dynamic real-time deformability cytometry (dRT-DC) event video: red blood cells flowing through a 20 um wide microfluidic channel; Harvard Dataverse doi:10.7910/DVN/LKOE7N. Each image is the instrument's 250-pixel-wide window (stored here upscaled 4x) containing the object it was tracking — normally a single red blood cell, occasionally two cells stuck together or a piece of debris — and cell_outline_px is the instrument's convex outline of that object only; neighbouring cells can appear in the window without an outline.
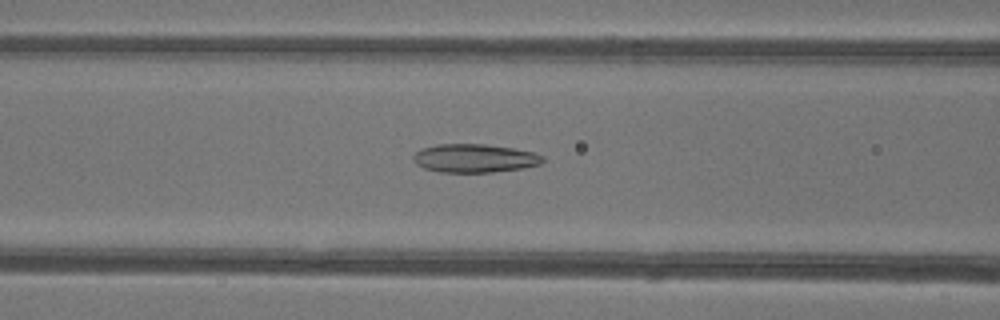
{"species": "common noctule bat (a hibernating species)", "species_latin": "Nyctalus noctula", "temperature_condition": "warm", "stored_images_in_passage": 45, "camera_frame_rate_fps": 3000, "um_per_image_px": 0.085, "animal": {"sex": "female"}, "frame": {"image": 1, "passage_image": 17, "time_ms": 5.333, "image_size_px": [1000, 320], "cell_outline_px": [[544, 160], [540, 164], [524, 168], [492, 172], [440, 172], [424, 168], [416, 164], [412, 160], [412, 156], [420, 148], [436, 144], [484, 144], [512, 148], [532, 152], [544, 156]], "centroid_in_image_um": [40.3, 13.45], "position_along_channel_um": 126.3, "area_um2": 21.56}}
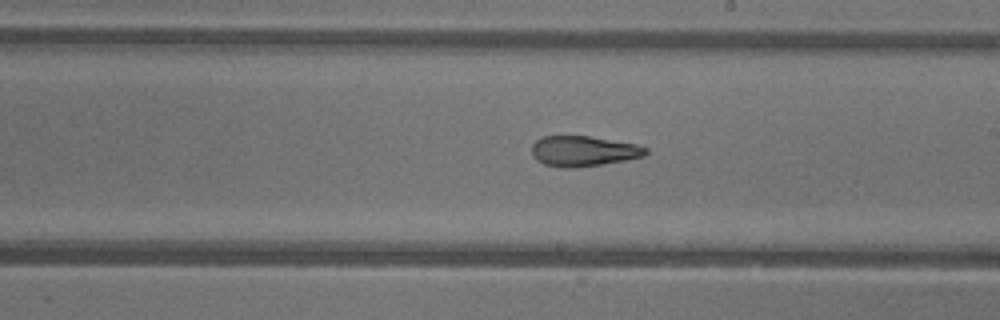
{"frame": {"image": 2, "passage_image": 25, "time_ms": 8.0, "image_size_px": [1000, 320], "cell_outline_px": [[648, 152], [644, 156], [624, 160], [600, 164], [572, 168], [560, 168], [544, 164], [536, 160], [532, 156], [532, 144], [540, 136], [588, 136], [636, 144], [648, 148]], "centroid_in_image_um": [49.55, 12.84], "position_along_channel_um": 239.5, "area_um2": 20.17}}
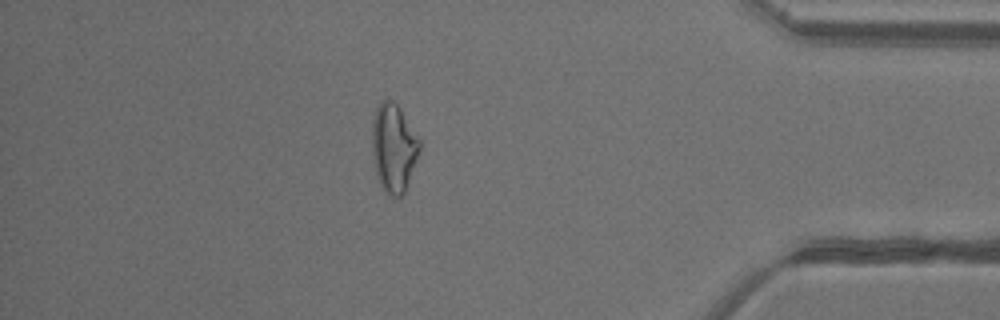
{"frame": {"image": 3, "passage_image": 39, "time_ms": 12.667, "image_size_px": [1000, 320], "cell_outline_px": [[420, 152], [404, 192], [400, 196], [392, 196], [380, 184], [376, 172], [372, 152], [372, 120], [376, 108], [380, 100], [392, 100], [400, 108], [420, 140]], "centroid_in_image_um": [33.45, 12.52], "position_along_channel_um": 401.7, "area_um2": 24.22}, "authors_computed_cell_mechanics": {"area_um2": 22.8888, "velocity_mm_per_s": 4.2504, "shape_relaxation_time_tau1_ms": null, "shape_relaxation_time_tau2_ms": 2.3905, "deformation_change_tau1": null, "deformation_change_tau2": 0.1078}}